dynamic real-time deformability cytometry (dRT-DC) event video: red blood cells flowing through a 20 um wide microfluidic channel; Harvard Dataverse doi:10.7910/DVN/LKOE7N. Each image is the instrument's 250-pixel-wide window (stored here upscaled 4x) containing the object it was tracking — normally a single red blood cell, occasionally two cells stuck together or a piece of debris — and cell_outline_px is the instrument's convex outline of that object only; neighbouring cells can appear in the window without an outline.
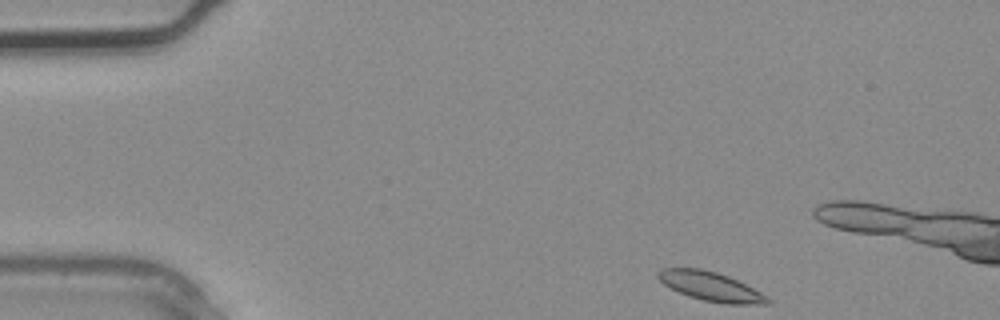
{"species": "common noctule bat (a hibernating species)", "species_latin": "Nyctalus noctula", "temperature_condition": "warm", "stored_images_in_passage": 3, "camera_frame_rate_fps": 3000, "um_per_image_px": 0.085, "animal": {"sex": "male", "body_mass_g": 20.4}, "frame": {"image": 1, "passage_image": 1, "time_ms": 0.0, "image_size_px": [1000, 320], "cell_outline_px": [[772, 304], [724, 304], [704, 300], [688, 296], [664, 284], [656, 276], [664, 268], [700, 268], [716, 272], [728, 276], [768, 296], [772, 300]], "centroid_in_image_um": [60.46, 24.36], "position_along_channel_um": 24.5, "area_um2": 18.32}}